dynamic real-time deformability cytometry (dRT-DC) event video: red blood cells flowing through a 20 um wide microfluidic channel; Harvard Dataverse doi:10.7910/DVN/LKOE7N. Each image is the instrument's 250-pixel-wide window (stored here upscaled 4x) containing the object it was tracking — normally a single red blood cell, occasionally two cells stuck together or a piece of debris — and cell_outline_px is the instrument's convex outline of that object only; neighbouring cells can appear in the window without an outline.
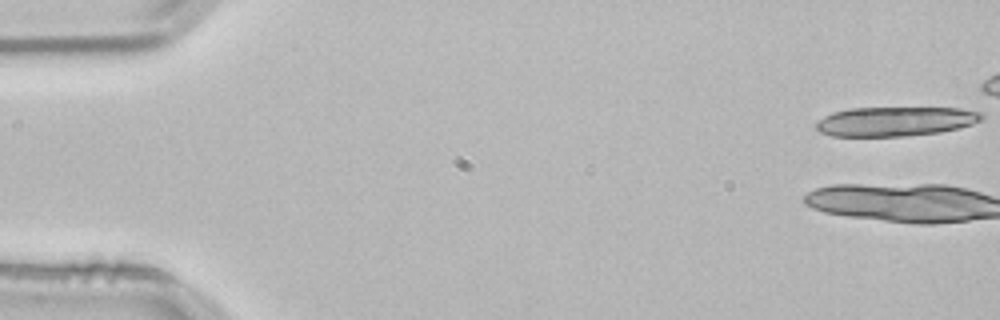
{"species": "common noctule bat (a hibernating species)", "species_latin": "Nyctalus noctula", "temperature_condition": "room temperature", "stored_images_in_passage": 21, "camera_frame_rate_fps": 3000, "um_per_image_px": 0.085, "animal": {"sex": "male", "body_mass_g": 21.5, "forearm_length_mm": 52.0}, "frame": {"image": 1, "passage_image": 1, "time_ms": 0.0, "image_size_px": [1000, 320], "cell_outline_px": [[984, 116], [980, 120], [972, 124], [960, 128], [940, 132], [904, 136], [832, 136], [820, 132], [816, 128], [816, 120], [832, 112], [848, 108], [960, 108], [984, 112]], "centroid_in_image_um": [76.1, 10.31], "position_along_channel_um": 8.9, "area_um2": 28.55}}